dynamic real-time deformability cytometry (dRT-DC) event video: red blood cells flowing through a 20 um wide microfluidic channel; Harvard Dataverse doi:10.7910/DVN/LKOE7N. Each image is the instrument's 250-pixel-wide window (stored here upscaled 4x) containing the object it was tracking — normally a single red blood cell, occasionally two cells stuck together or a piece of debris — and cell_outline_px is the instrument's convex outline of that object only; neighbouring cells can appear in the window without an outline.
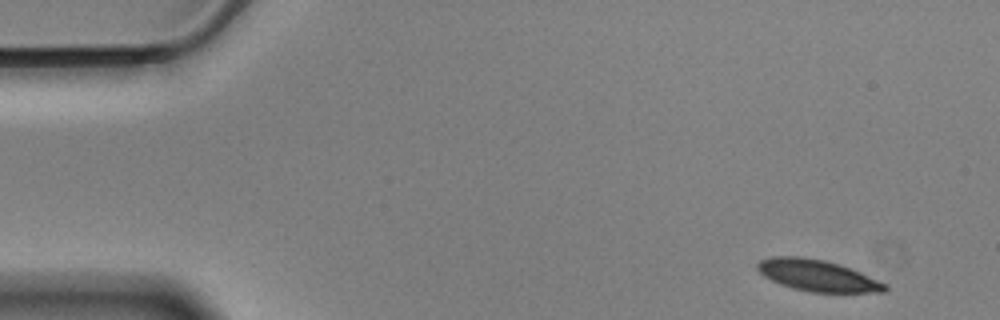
{"species": "Egyptian fruit bat (a non-hibernating species)", "species_latin": "Rousettus aegyptiacus", "temperature_condition": "cold", "stored_images_in_passage": 54, "camera_frame_rate_fps": 3000, "um_per_image_px": 0.085, "animal": {"sex": "male"}, "frame": {"image": 1, "passage_image": 1, "time_ms": 0.0, "image_size_px": [1000, 320], "cell_outline_px": [[888, 288], [884, 292], [812, 292], [792, 288], [780, 284], [764, 276], [756, 268], [756, 264], [760, 260], [772, 256], [800, 256], [824, 260], [840, 264], [860, 272], [888, 284]], "centroid_in_image_um": [69.48, 23.41], "position_along_channel_um": 15.5, "area_um2": 23.35}}
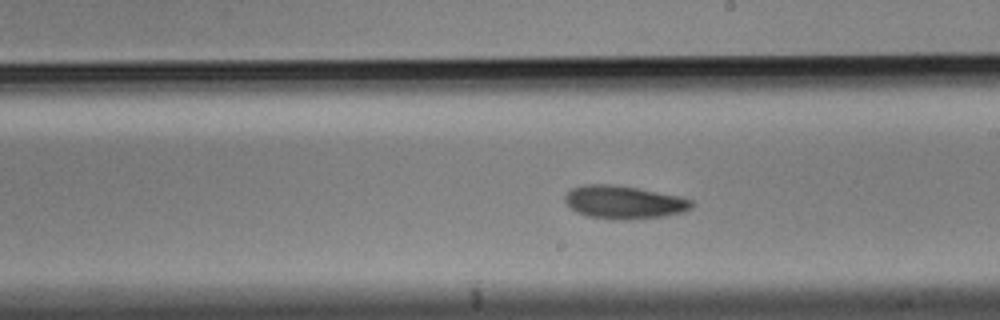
{"frame": {"image": 2, "passage_image": 29, "time_ms": 9.333, "image_size_px": [1000, 320], "cell_outline_px": [[692, 208], [680, 212], [664, 216], [624, 220], [616, 220], [588, 216], [576, 212], [564, 200], [564, 196], [572, 188], [584, 184], [612, 184], [636, 188], [680, 196], [692, 200]], "centroid_in_image_um": [53.01, 17.19], "position_along_channel_um": 236.0, "area_um2": 24.28}}
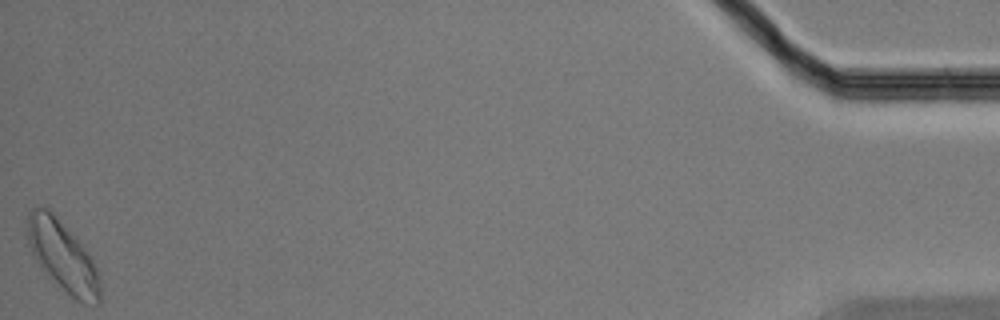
{"frame": {"image": 3, "passage_image": 54, "time_ms": 17.667, "image_size_px": [1000, 320], "cell_outline_px": [[104, 300], [100, 304], [84, 304], [76, 300], [52, 284], [36, 260], [28, 244], [28, 208], [48, 208], [56, 216], [88, 252], [96, 268], [100, 280]], "centroid_in_image_um": [5.37, 21.88], "position_along_channel_um": 429.8, "area_um2": 30.23}, "authors_computed_cell_mechanics": {"area_um2": 24.0737, "velocity_mm_per_s": 3.4733, "shape_relaxation_time_tau1_ms": 4.318, "shape_relaxation_time_tau2_ms": null, "deformation_change_tau1": 0.1073, "deformation_change_tau2": null}}